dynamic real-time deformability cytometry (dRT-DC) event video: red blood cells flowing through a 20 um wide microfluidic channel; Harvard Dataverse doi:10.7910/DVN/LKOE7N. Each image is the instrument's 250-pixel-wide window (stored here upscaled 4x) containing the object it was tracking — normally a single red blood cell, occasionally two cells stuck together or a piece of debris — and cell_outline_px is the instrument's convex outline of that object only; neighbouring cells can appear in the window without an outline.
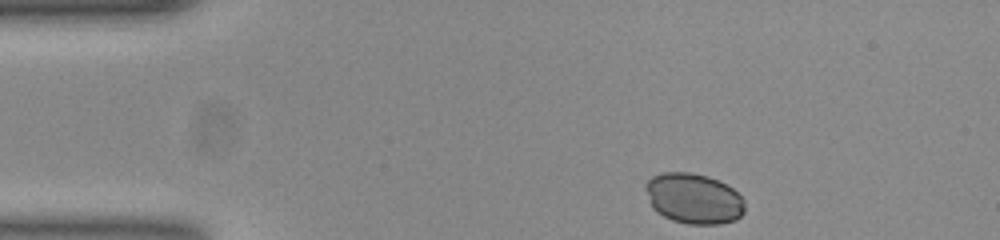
{"species": "common noctule bat (a hibernating species)", "species_latin": "Nyctalus noctula", "temperature_condition": "room temperature", "stored_images_in_passage": 37, "camera_frame_rate_fps": 3000, "um_per_image_px": 0.085, "animal": {"sex": "female", "body_mass_g": 23.0, "forearm_length_mm": 53.4}, "frame": {"image": 1, "passage_image": 1, "time_ms": 0.0, "image_size_px": [1000, 240], "cell_outline_px": [[744, 212], [736, 220], [720, 224], [688, 224], [672, 220], [656, 212], [652, 208], [648, 200], [644, 188], [644, 184], [652, 176], [664, 172], [692, 172], [708, 176], [732, 188], [744, 200]], "centroid_in_image_um": [58.93, 16.88], "position_along_channel_um": 26.1, "area_um2": 29.36}}
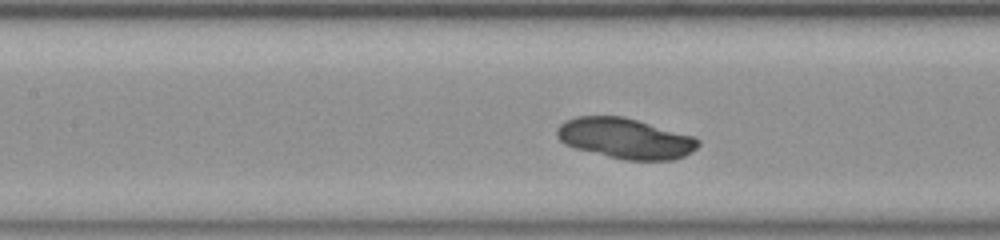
{"frame": {"image": 2, "passage_image": 16, "time_ms": 5.0, "image_size_px": [1000, 240], "cell_outline_px": [[700, 144], [692, 152], [684, 156], [672, 160], [624, 160], [576, 148], [564, 144], [556, 136], [556, 128], [564, 120], [576, 116], [624, 116], [696, 136], [700, 140]], "centroid_in_image_um": [53.17, 11.75], "position_along_channel_um": 154.2, "area_um2": 33.64}}
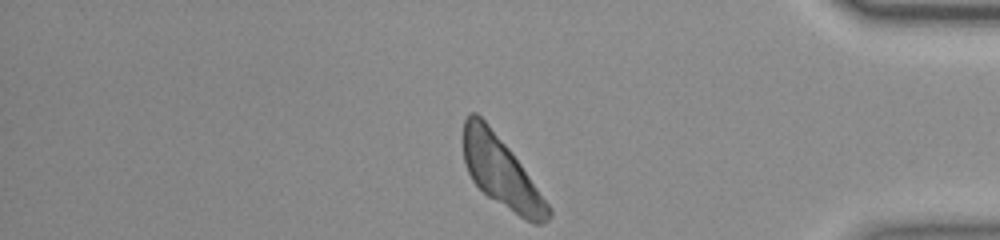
{"frame": {"image": 3, "passage_image": 37, "time_ms": 12.0, "image_size_px": [1000, 240], "cell_outline_px": [[552, 216], [548, 220], [540, 224], [536, 224], [520, 216], [488, 196], [472, 180], [468, 172], [464, 160], [464, 120], [472, 112], [476, 112], [488, 124], [512, 152], [552, 208]], "centroid_in_image_um": [42.62, 14.64], "position_along_channel_um": 392.6, "area_um2": 34.16}}